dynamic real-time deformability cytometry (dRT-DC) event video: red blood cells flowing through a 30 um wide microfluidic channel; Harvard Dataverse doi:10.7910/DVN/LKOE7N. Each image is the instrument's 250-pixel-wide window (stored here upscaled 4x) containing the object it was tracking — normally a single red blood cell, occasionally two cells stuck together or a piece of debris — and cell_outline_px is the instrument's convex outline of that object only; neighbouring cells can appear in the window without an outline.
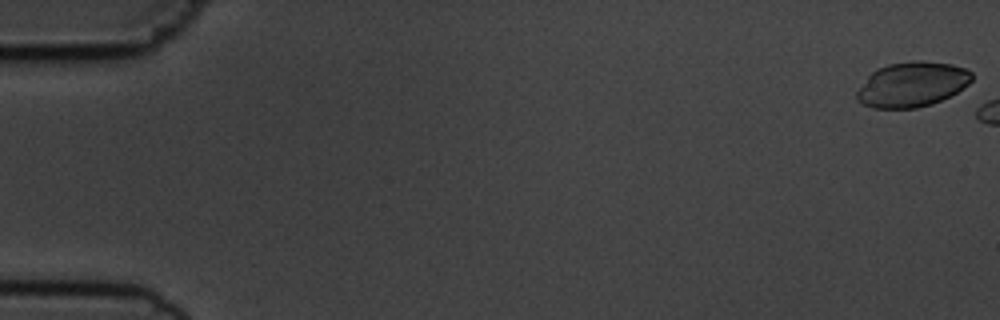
{"species": "common noctule bat (a hibernating species)", "species_latin": "Nyctalus noctula", "temperature_condition": "cold", "stored_images_in_passage": 3, "camera_frame_rate_fps": 3000, "um_per_image_px": 0.085, "animal": {"sex": "male", "body_mass_g": 19.5, "forearm_length_mm": 54.6}, "frame": {"image": 1, "passage_image": 1, "time_ms": 0.0, "image_size_px": [1000, 320], "cell_outline_px": [[972, 80], [968, 84], [956, 92], [932, 104], [916, 108], [872, 108], [856, 100], [856, 92], [868, 76], [872, 72], [888, 64], [916, 60], [920, 60], [952, 64], [964, 68], [972, 72]], "centroid_in_image_um": [77.52, 7.17], "position_along_channel_um": 7.5, "area_um2": 29.94}}